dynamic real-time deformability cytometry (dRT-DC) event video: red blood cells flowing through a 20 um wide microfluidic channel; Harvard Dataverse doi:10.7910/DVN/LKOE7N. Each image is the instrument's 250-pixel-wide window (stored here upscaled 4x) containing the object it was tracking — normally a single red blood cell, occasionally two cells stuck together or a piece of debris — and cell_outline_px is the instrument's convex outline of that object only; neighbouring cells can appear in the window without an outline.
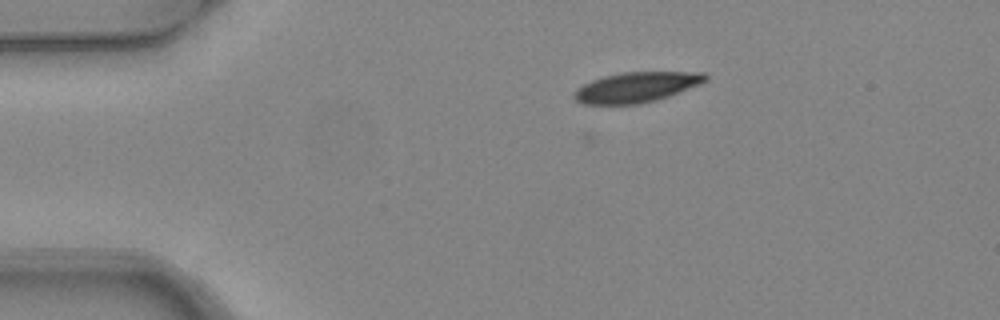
{"species": "common noctule bat (a hibernating species)", "species_latin": "Nyctalus noctula", "temperature_condition": "warm", "stored_images_in_passage": 5, "camera_frame_rate_fps": 3000, "um_per_image_px": 0.085, "animal": {"sex": "female", "body_mass_g": 24.6, "forearm_length_mm": 56.2}, "frame": {"image": 1, "passage_image": 4, "time_ms": 1.0, "image_size_px": [1000, 320], "cell_outline_px": [[708, 80], [700, 84], [668, 96], [656, 100], [636, 104], [584, 104], [576, 100], [572, 96], [572, 92], [576, 88], [592, 80], [604, 76], [624, 72], [704, 72], [708, 76]], "centroid_in_image_um": [54.08, 7.41], "position_along_channel_um": 30.9, "area_um2": 23.06}}